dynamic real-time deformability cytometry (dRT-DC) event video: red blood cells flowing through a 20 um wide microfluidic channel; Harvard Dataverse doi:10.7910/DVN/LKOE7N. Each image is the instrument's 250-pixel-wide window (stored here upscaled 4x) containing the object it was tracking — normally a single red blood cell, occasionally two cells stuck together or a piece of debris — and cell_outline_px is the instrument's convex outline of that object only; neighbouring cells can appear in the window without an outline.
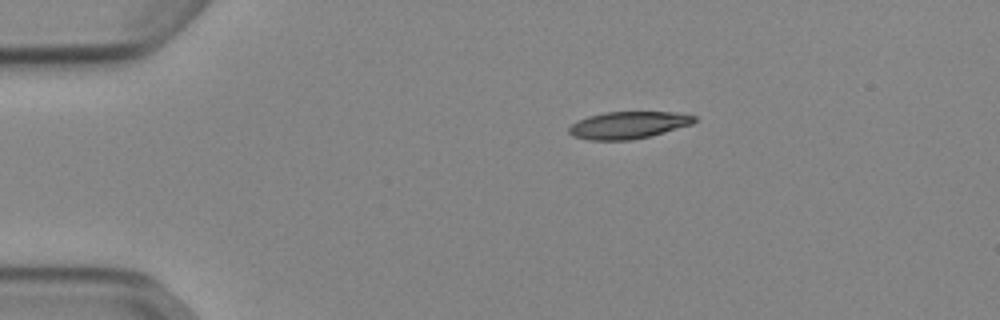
{"species": "Egyptian fruit bat (a non-hibernating species)", "species_latin": "Rousettus aegyptiacus", "temperature_condition": "cold", "stored_images_in_passage": 43, "camera_frame_rate_fps": 3000, "um_per_image_px": 0.085, "animal": {"sex": "female"}, "frame": {"image": 1, "passage_image": 1, "time_ms": 0.0, "image_size_px": [1000, 320], "cell_outline_px": [[696, 120], [692, 124], [648, 136], [628, 140], [588, 140], [572, 136], [568, 132], [568, 128], [572, 124], [588, 116], [604, 112], [672, 112], [696, 116]], "centroid_in_image_um": [53.36, 10.63], "position_along_channel_um": 31.6, "area_um2": 19.59}}
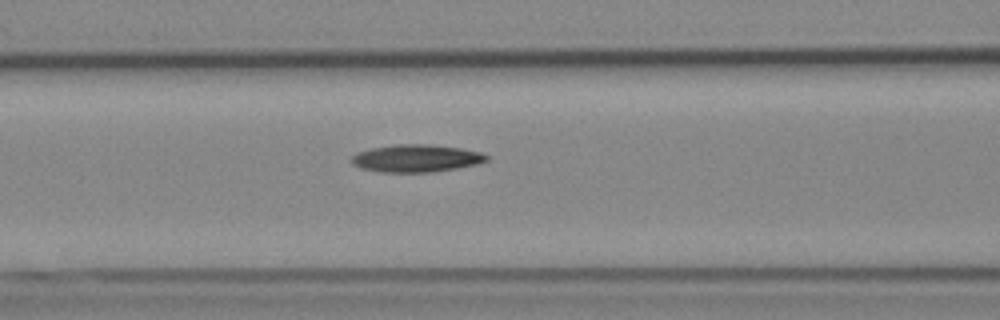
{"frame": {"image": 2, "passage_image": 13, "time_ms": 4.0, "image_size_px": [1000, 320], "cell_outline_px": [[488, 160], [476, 164], [456, 168], [432, 172], [384, 172], [364, 168], [352, 164], [352, 156], [356, 152], [372, 148], [396, 144], [432, 144], [460, 148], [480, 152], [488, 156]], "centroid_in_image_um": [35.39, 13.44], "position_along_channel_um": 131.2, "area_um2": 21.44}}
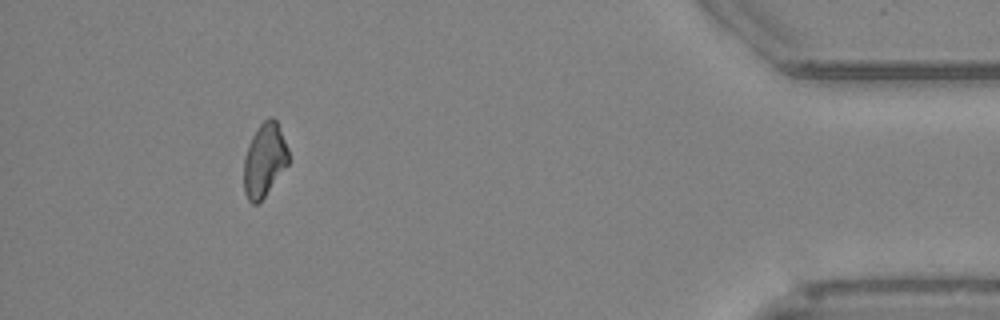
{"frame": {"image": 3, "passage_image": 39, "time_ms": 12.667, "image_size_px": [1000, 320], "cell_outline_px": [[288, 164], [260, 204], [252, 204], [248, 200], [244, 192], [244, 156], [252, 136], [256, 128], [268, 116], [272, 116], [276, 120], [288, 148]], "centroid_in_image_um": [22.47, 13.62], "position_along_channel_um": 412.7, "area_um2": 19.31}, "authors_computed_cell_mechanics": {"area_um2": 20.519, "velocity_mm_per_s": 3.8966, "shape_relaxation_time_tau1_ms": 9.6573, "shape_relaxation_time_tau2_ms": null, "deformation_change_tau1": 0.2, "deformation_change_tau2": null}}